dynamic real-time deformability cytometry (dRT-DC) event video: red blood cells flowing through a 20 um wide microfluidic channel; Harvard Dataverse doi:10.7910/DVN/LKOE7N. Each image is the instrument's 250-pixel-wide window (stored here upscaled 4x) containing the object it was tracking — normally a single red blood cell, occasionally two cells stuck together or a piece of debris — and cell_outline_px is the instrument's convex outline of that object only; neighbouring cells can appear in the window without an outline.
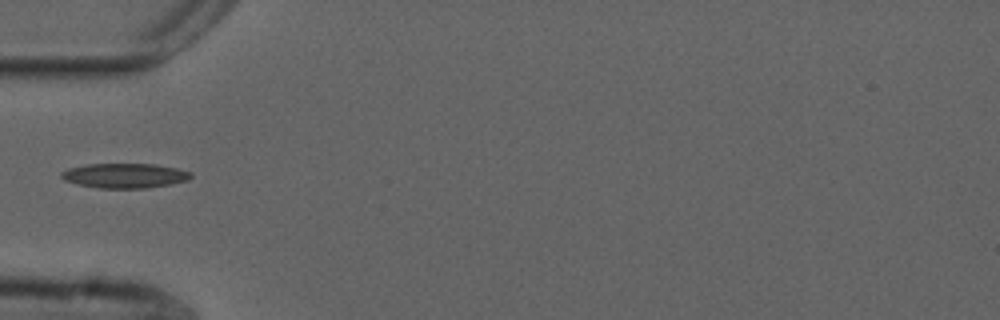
{"species": "common noctule bat (a hibernating species)", "species_latin": "Nyctalus noctula", "temperature_condition": "cold", "stored_images_in_passage": 7, "camera_frame_rate_fps": 3000, "um_per_image_px": 0.085, "animal": {"sex": "male", "forearm_length_mm": 52.5}, "frame": {"image": 1, "passage_image": 1, "time_ms": 0.0, "image_size_px": [1000, 320], "cell_outline_px": [[192, 176], [188, 180], [168, 184], [144, 188], [100, 188], [80, 184], [64, 180], [60, 176], [60, 172], [68, 168], [88, 164], [156, 164], [176, 168], [192, 172]], "centroid_in_image_um": [10.59, 14.92], "position_along_channel_um": 74.4, "area_um2": 18.5}}
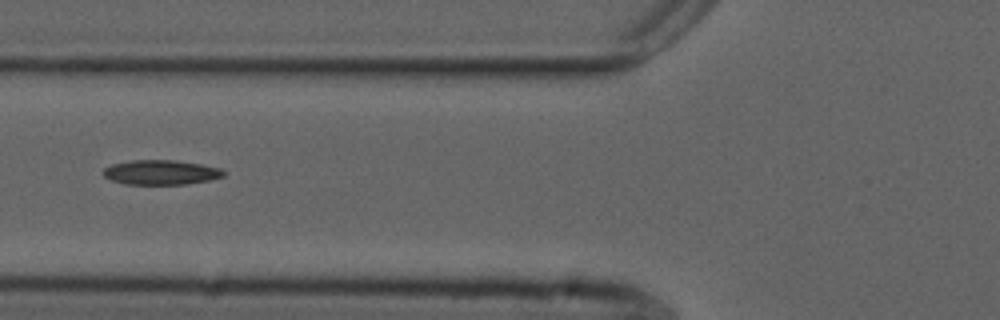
{"frame": {"image": 2, "passage_image": 4, "time_ms": 1.0, "image_size_px": [1000, 320], "cell_outline_px": [[228, 172], [224, 176], [208, 180], [184, 184], [124, 184], [112, 180], [104, 176], [100, 172], [104, 168], [112, 164], [132, 160], [176, 160], [200, 164], [220, 168]], "centroid_in_image_um": [13.67, 14.64], "position_along_channel_um": 112.1, "area_um2": 17.34}}
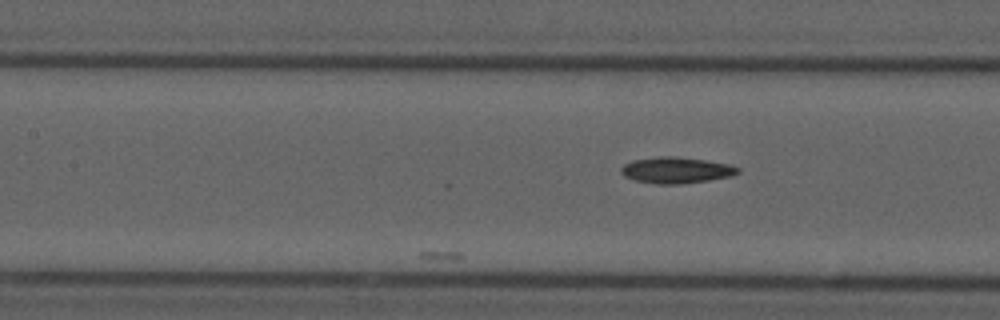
{"frame": {"image": 3, "passage_image": 7, "time_ms": 2.0, "image_size_px": [1000, 320], "cell_outline_px": [[740, 172], [732, 176], [708, 180], [680, 184], [656, 184], [636, 180], [624, 176], [620, 172], [620, 168], [624, 164], [632, 160], [660, 156], [676, 156], [704, 160], [728, 164], [740, 168]], "centroid_in_image_um": [57.46, 14.46], "position_along_channel_um": 149.9, "area_um2": 17.8}}